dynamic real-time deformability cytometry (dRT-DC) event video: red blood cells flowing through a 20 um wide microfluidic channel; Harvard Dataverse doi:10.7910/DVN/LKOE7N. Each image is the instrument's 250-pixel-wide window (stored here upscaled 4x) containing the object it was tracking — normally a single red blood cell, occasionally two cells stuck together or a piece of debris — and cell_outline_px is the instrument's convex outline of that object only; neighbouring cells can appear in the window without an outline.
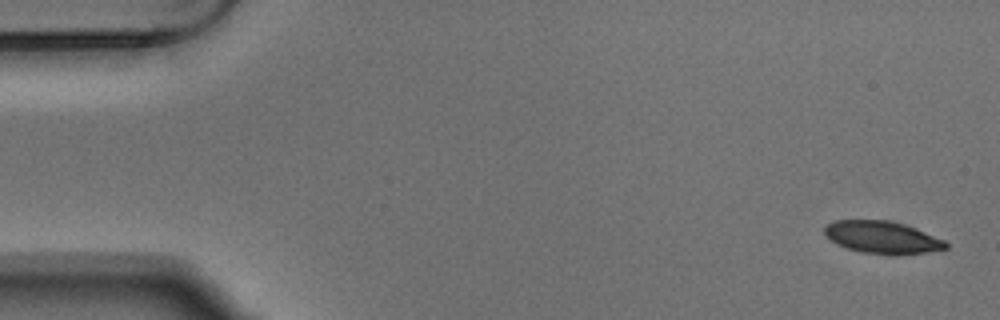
{"species": "Egyptian fruit bat (a non-hibernating species)", "species_latin": "Rousettus aegyptiacus", "temperature_condition": "warm", "stored_images_in_passage": 7, "camera_frame_rate_fps": 3000, "um_per_image_px": 0.085, "animal": {"sex": "male"}, "frame": {"image": 1, "passage_image": 1, "time_ms": 0.0, "image_size_px": [1000, 320], "cell_outline_px": [[948, 248], [928, 252], [896, 256], [892, 256], [860, 252], [836, 244], [824, 232], [824, 228], [828, 224], [836, 220], [888, 220], [904, 224], [916, 228], [944, 240], [948, 244]], "centroid_in_image_um": [75.03, 20.19], "position_along_channel_um": 10.0, "area_um2": 23.0}}
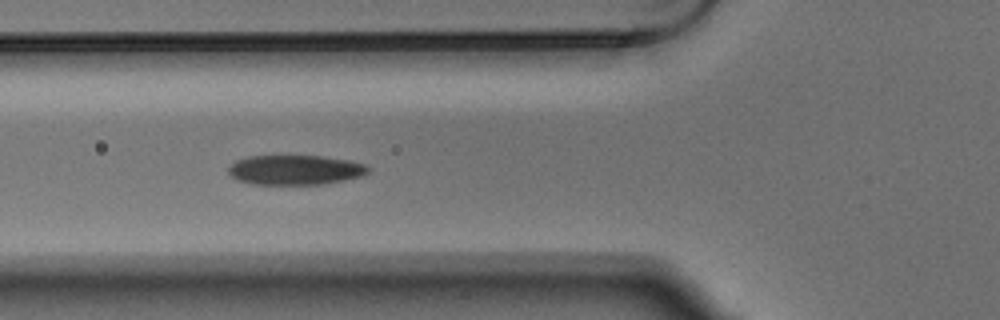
{"frame": {"image": 2, "passage_image": 6, "time_ms": 1.667, "image_size_px": [1000, 320], "cell_outline_px": [[372, 168], [364, 176], [324, 184], [252, 184], [236, 180], [228, 176], [228, 168], [236, 160], [248, 156], [324, 156], [352, 160], [368, 164]], "centroid_in_image_um": [25.13, 14.44], "position_along_channel_um": 100.7, "area_um2": 24.68}}
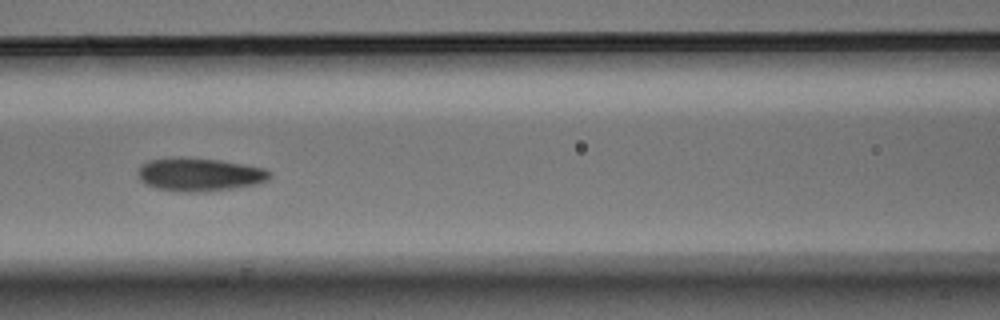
{"frame": {"image": 3, "passage_image": 7, "time_ms": 2.0, "image_size_px": [1000, 320], "cell_outline_px": [[272, 176], [268, 180], [260, 184], [208, 192], [180, 192], [156, 188], [144, 184], [140, 180], [136, 172], [140, 164], [148, 160], [168, 156], [184, 156], [220, 160], [244, 164], [264, 168], [272, 172]], "centroid_in_image_um": [16.93, 14.82], "position_along_channel_um": 149.7, "area_um2": 26.47}}